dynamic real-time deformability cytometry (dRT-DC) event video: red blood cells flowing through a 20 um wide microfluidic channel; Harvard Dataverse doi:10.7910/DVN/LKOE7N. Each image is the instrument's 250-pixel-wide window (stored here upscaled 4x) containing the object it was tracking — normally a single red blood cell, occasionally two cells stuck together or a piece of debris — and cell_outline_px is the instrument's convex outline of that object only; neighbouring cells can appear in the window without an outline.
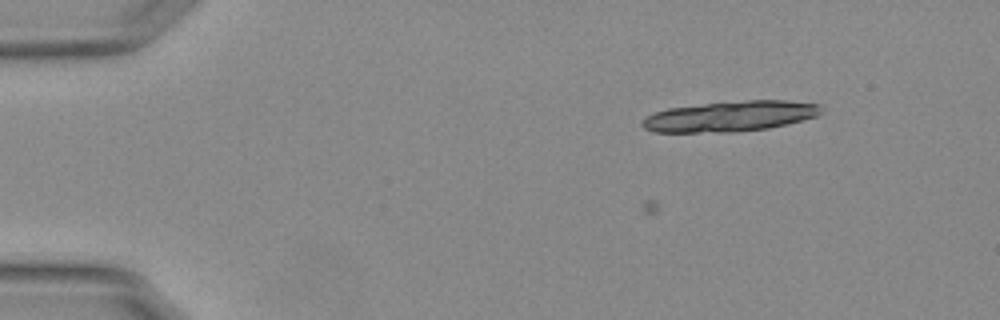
{"species": "Egyptian fruit bat (a non-hibernating species)", "species_latin": "Rousettus aegyptiacus", "temperature_condition": "warm", "stored_images_in_passage": 10, "camera_frame_rate_fps": 3000, "um_per_image_px": 0.085, "animal": {"sex": "female"}, "frame": {"image": 1, "passage_image": 10, "time_ms": 3.0, "image_size_px": [1000, 320], "cell_outline_px": [[824, 112], [816, 116], [788, 124], [768, 128], [736, 132], [656, 132], [644, 128], [640, 124], [640, 120], [656, 112], [668, 108], [704, 104], [748, 100], [788, 100], [820, 104]], "centroid_in_image_um": [62.1, 9.88], "position_along_channel_um": 22.9, "area_um2": 31.79}}